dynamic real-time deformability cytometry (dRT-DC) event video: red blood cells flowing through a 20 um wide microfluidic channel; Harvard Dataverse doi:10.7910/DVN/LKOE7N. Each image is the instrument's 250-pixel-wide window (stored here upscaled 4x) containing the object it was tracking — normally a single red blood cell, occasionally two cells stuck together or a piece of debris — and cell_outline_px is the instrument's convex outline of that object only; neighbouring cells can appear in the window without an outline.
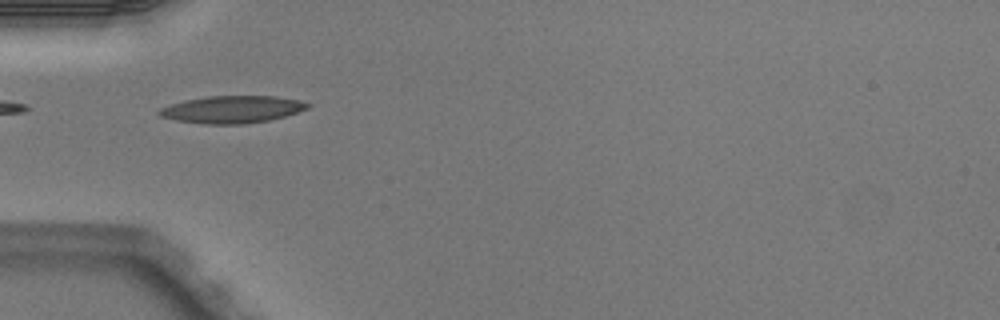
{"species": "Egyptian fruit bat (a non-hibernating species)", "species_latin": "Rousettus aegyptiacus", "temperature_condition": "warm", "stored_images_in_passage": 3, "camera_frame_rate_fps": 3000, "um_per_image_px": 0.085, "animal": {"sex": "male"}, "frame": {"image": 1, "passage_image": 1, "time_ms": 0.0, "image_size_px": [1000, 320], "cell_outline_px": [[312, 104], [308, 108], [284, 116], [268, 120], [240, 124], [204, 124], [176, 120], [160, 116], [156, 112], [160, 108], [184, 100], [208, 96], [276, 96], [300, 100]], "centroid_in_image_um": [19.72, 9.29], "position_along_channel_um": 65.3, "area_um2": 23.47}}
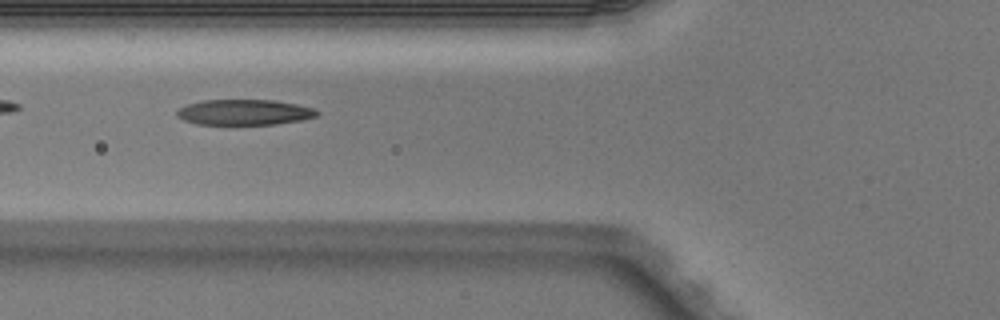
{"frame": {"image": 2, "passage_image": 2, "time_ms": 0.333, "image_size_px": [1000, 320], "cell_outline_px": [[320, 112], [316, 116], [300, 120], [276, 124], [196, 124], [184, 120], [176, 116], [176, 112], [180, 108], [188, 104], [200, 100], [276, 100], [296, 104], [312, 108]], "centroid_in_image_um": [20.74, 9.53], "position_along_channel_um": 105.1, "area_um2": 20.75}}
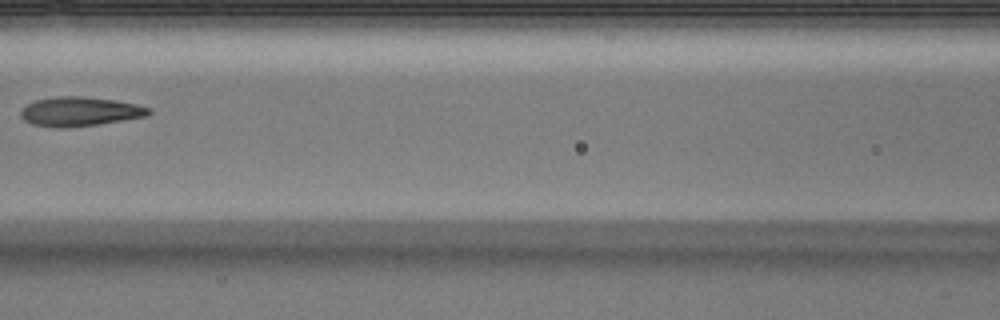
{"frame": {"image": 3, "passage_image": 3, "time_ms": 0.667, "image_size_px": [1000, 320], "cell_outline_px": [[152, 112], [148, 116], [96, 124], [64, 128], [56, 128], [32, 124], [24, 120], [20, 116], [20, 112], [28, 104], [36, 100], [56, 96], [84, 96], [116, 100], [136, 104], [152, 108]], "centroid_in_image_um": [6.81, 9.47], "position_along_channel_um": 159.8, "area_um2": 21.85}}